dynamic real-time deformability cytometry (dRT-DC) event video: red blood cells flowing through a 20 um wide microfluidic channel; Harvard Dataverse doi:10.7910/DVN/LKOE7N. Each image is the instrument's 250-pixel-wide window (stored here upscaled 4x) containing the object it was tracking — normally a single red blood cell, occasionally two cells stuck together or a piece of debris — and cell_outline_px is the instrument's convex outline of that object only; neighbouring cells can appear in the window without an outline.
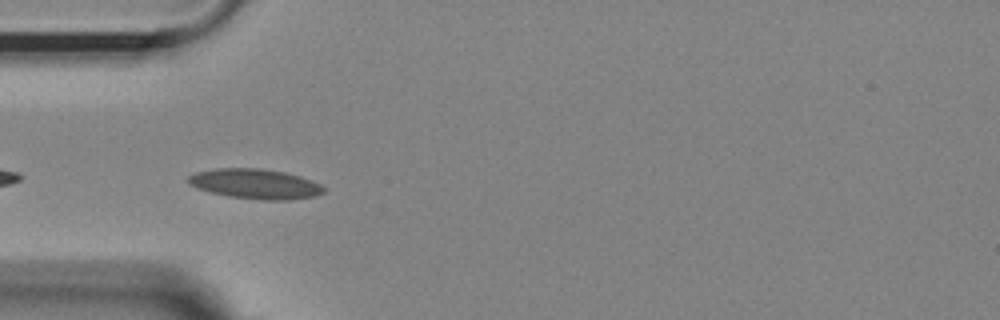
{"species": "Egyptian fruit bat (a non-hibernating species)", "species_latin": "Rousettus aegyptiacus", "temperature_condition": "room temperature", "stored_images_in_passage": 25, "camera_frame_rate_fps": 3000, "um_per_image_px": 0.085, "animal": {"sex": "female"}, "frame": {"image": 1, "passage_image": 2, "time_ms": 0.333, "image_size_px": [1000, 320], "cell_outline_px": [[324, 192], [316, 196], [288, 200], [264, 200], [228, 196], [212, 192], [188, 184], [188, 176], [196, 172], [216, 168], [260, 168], [284, 172], [300, 176], [312, 180], [320, 184], [324, 188]], "centroid_in_image_um": [21.72, 15.62], "position_along_channel_um": 63.3, "area_um2": 23.52}}
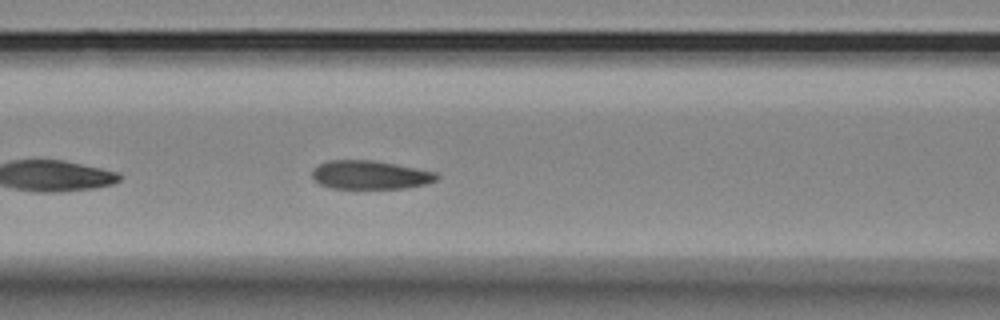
{"frame": {"image": 2, "passage_image": 8, "time_ms": 2.333, "image_size_px": [1000, 320], "cell_outline_px": [[440, 176], [436, 180], [424, 184], [404, 188], [332, 188], [320, 184], [312, 180], [312, 168], [328, 160], [372, 160], [396, 164], [436, 172]], "centroid_in_image_um": [31.42, 14.86], "position_along_channel_um": 135.2, "area_um2": 20.75}}
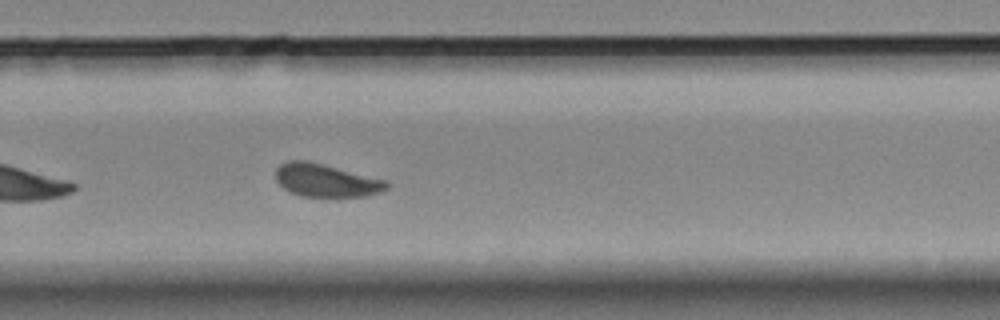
{"frame": {"image": 3, "passage_image": 22, "time_ms": 7.0, "image_size_px": [1000, 320], "cell_outline_px": [[388, 188], [380, 192], [368, 196], [332, 200], [300, 196], [288, 192], [276, 180], [276, 168], [280, 164], [288, 160], [308, 160], [388, 180]], "centroid_in_image_um": [27.74, 15.38], "position_along_channel_um": 302.1, "area_um2": 22.48}}